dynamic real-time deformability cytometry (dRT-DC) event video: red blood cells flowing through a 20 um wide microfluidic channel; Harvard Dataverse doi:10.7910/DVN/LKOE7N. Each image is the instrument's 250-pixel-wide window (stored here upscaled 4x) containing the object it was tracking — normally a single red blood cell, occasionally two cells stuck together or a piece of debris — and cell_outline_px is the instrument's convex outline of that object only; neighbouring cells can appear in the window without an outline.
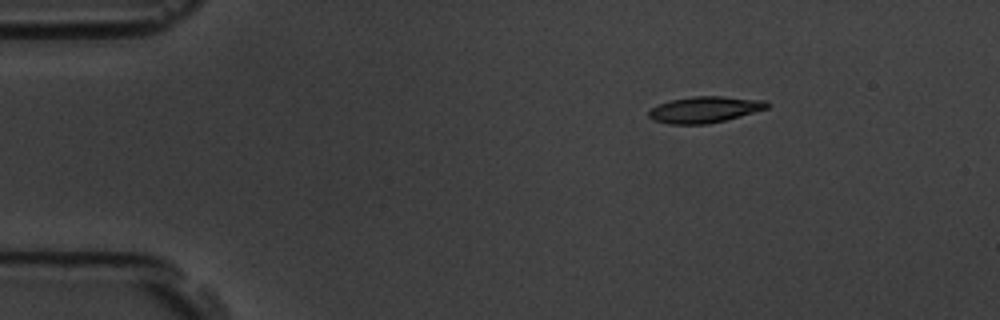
{"species": "common noctule bat (a hibernating species)", "species_latin": "Nyctalus noctula", "temperature_condition": "room temperature", "stored_images_in_passage": 4, "camera_frame_rate_fps": 3000, "um_per_image_px": 0.085, "animal": {"sex": "male", "body_mass_g": 19.5, "forearm_length_mm": 54.6}, "frame": {"image": 1, "passage_image": 1, "time_ms": 0.0, "image_size_px": [1000, 320], "cell_outline_px": [[768, 108], [724, 120], [708, 124], [668, 124], [652, 120], [648, 116], [648, 112], [652, 108], [668, 100], [692, 96], [724, 96], [764, 100], [768, 104]], "centroid_in_image_um": [59.85, 9.31], "position_along_channel_um": 25.1, "area_um2": 18.03}}
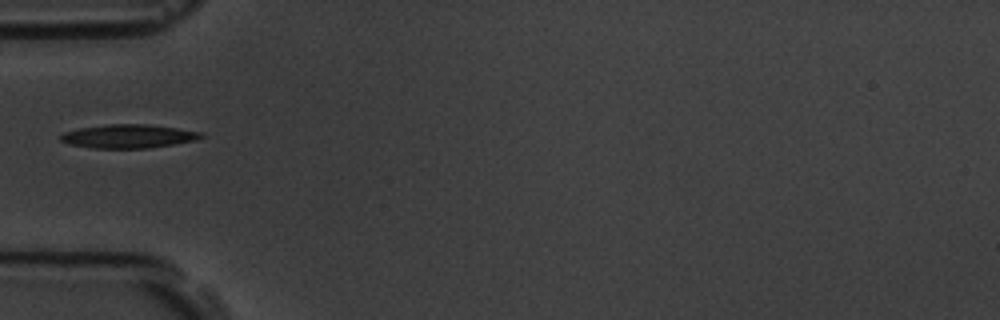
{"frame": {"image": 2, "passage_image": 4, "time_ms": 1.0, "image_size_px": [1000, 320], "cell_outline_px": [[204, 136], [196, 140], [148, 148], [92, 148], [68, 144], [60, 140], [60, 136], [64, 132], [80, 128], [108, 124], [148, 124], [204, 132]], "centroid_in_image_um": [10.91, 11.58], "position_along_channel_um": 74.1, "area_um2": 19.31}}